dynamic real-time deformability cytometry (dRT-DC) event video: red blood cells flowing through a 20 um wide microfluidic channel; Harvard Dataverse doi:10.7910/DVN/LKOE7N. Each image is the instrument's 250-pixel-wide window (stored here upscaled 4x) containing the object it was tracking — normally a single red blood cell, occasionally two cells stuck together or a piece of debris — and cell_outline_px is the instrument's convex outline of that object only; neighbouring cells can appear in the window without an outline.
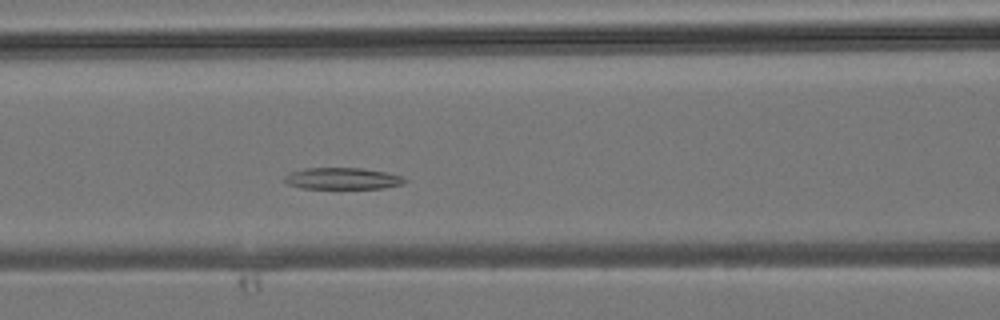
{"species": "common noctule bat (a hibernating species)", "species_latin": "Nyctalus noctula", "temperature_condition": "room temperature", "stored_images_in_passage": 33, "segment_of_instrument_passage": [2, 3], "camera_frame_rate_fps": 3000, "um_per_image_px": 0.085, "animal": {"sex": "male", "body_mass_g": 19.2, "forearm_length_mm": 51.8}, "frame": {"image": 1, "passage_image": 11, "time_ms": 3.333, "image_size_px": [1000, 320], "cell_outline_px": [[408, 180], [400, 184], [384, 188], [304, 188], [288, 184], [284, 180], [284, 176], [292, 172], [304, 168], [360, 168], [388, 172], [404, 176]], "centroid_in_image_um": [29.15, 15.16], "position_along_channel_um": 137.4, "area_um2": 15.03}}
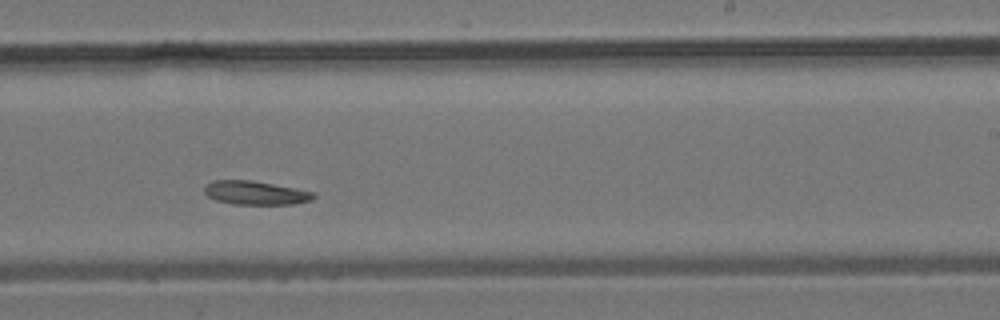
{"frame": {"image": 2, "passage_image": 18, "time_ms": 5.667, "image_size_px": [1000, 320], "cell_outline_px": [[316, 196], [312, 200], [292, 204], [232, 204], [216, 200], [208, 196], [204, 192], [204, 184], [212, 180], [252, 180], [312, 192]], "centroid_in_image_um": [21.65, 16.39], "position_along_channel_um": 267.4, "area_um2": 14.97}}
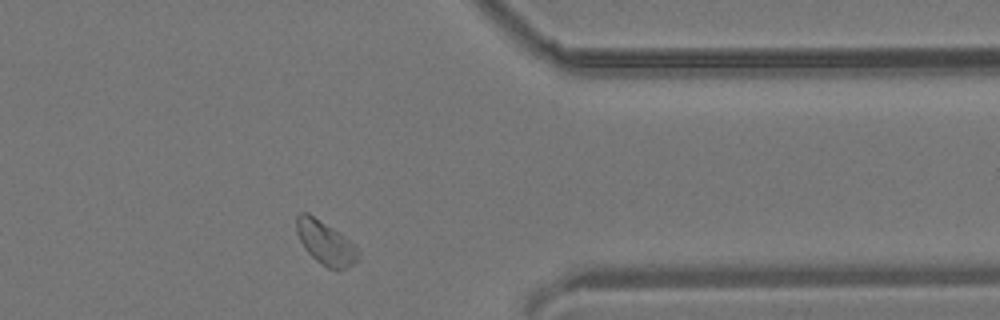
{"frame": {"image": 3, "passage_image": 25, "time_ms": 8.0, "image_size_px": [1000, 320], "cell_outline_px": [[360, 252], [356, 260], [352, 264], [344, 268], [328, 268], [316, 260], [304, 248], [296, 232], [296, 216], [300, 212], [308, 212], [356, 244], [360, 248]], "centroid_in_image_um": [27.66, 20.61], "position_along_channel_um": 383.7, "area_um2": 15.49}}